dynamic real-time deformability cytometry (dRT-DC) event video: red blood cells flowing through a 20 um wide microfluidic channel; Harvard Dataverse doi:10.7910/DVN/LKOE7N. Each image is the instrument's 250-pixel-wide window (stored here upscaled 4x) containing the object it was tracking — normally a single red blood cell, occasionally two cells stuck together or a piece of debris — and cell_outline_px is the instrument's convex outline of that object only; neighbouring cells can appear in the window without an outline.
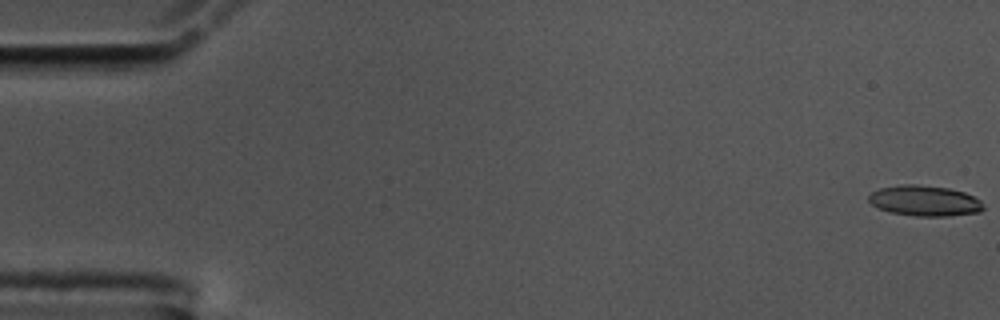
{"species": "common noctule bat (a hibernating species)", "species_latin": "Nyctalus noctula", "temperature_condition": "cold", "stored_images_in_passage": 55, "camera_frame_rate_fps": 3000, "um_per_image_px": 0.085, "animal": {"sex": "male", "body_mass_g": 17.5, "forearm_length_mm": 52.3}, "frame": {"image": 1, "passage_image": 1, "time_ms": 0.0, "image_size_px": [1000, 320], "cell_outline_px": [[984, 208], [980, 212], [948, 216], [916, 216], [888, 212], [872, 204], [868, 200], [868, 196], [872, 192], [880, 188], [900, 184], [916, 184], [948, 188], [964, 192], [980, 200]], "centroid_in_image_um": [78.58, 17.06], "position_along_channel_um": 6.4, "area_um2": 20.4}}
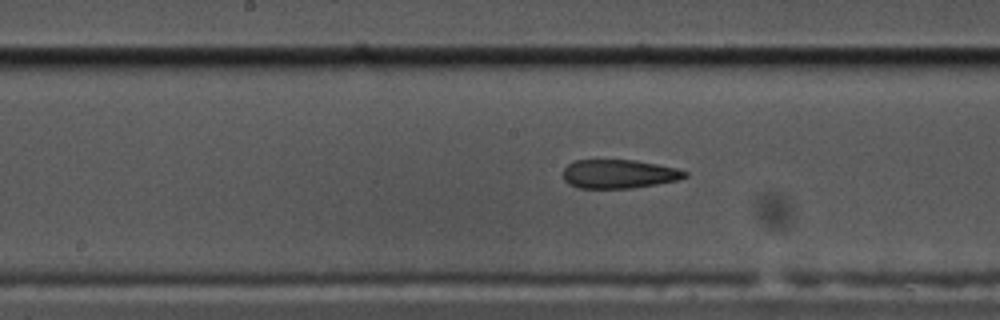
{"frame": {"image": 2, "passage_image": 29, "time_ms": 9.333, "image_size_px": [1000, 320], "cell_outline_px": [[688, 176], [676, 180], [656, 184], [632, 188], [580, 188], [568, 184], [564, 180], [564, 168], [568, 164], [576, 160], [636, 160], [676, 168], [688, 172]], "centroid_in_image_um": [52.6, 14.78], "position_along_channel_um": 195.6, "area_um2": 20.35}}
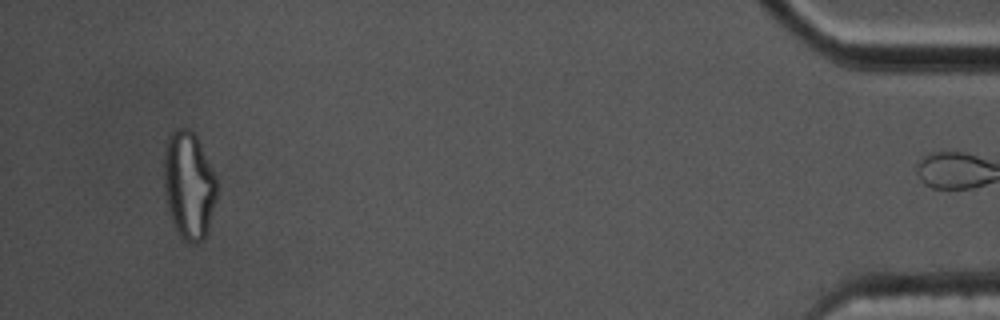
{"frame": {"image": 3, "passage_image": 54, "time_ms": 17.667, "image_size_px": [1000, 320], "cell_outline_px": [[216, 200], [208, 232], [196, 244], [188, 244], [180, 236], [172, 220], [168, 208], [164, 192], [164, 148], [168, 136], [176, 128], [188, 128], [196, 136], [216, 176]], "centroid_in_image_um": [16.04, 15.75], "position_along_channel_um": 419.2, "area_um2": 33.23}, "authors_computed_cell_mechanics": {"area_um2": 21.2126, "velocity_mm_per_s": 3.5894, "shape_relaxation_time_tau1_ms": null, "shape_relaxation_time_tau2_ms": 3.6865, "deformation_change_tau1": null, "deformation_change_tau2": 0.138}}